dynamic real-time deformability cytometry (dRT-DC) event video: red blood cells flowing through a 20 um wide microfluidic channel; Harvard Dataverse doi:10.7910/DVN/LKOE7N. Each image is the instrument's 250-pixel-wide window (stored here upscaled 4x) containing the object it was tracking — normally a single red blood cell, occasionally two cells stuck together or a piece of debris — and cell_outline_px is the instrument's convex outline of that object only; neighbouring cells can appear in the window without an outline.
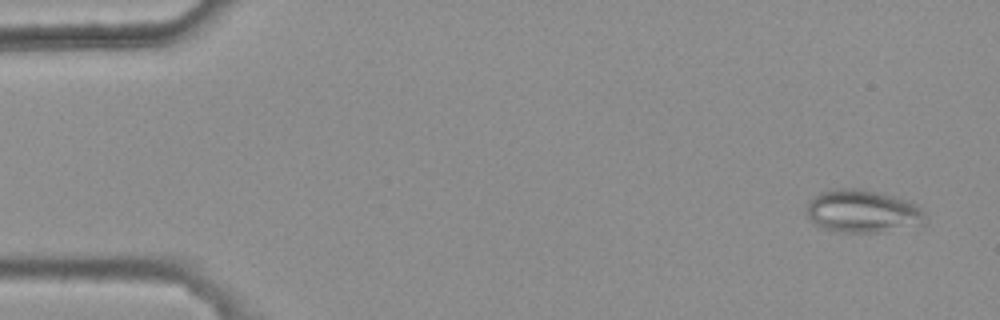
{"species": "common noctule bat (a hibernating species)", "species_latin": "Nyctalus noctula", "temperature_condition": "warm", "stored_images_in_passage": 47, "camera_frame_rate_fps": 3000, "um_per_image_px": 0.085, "animal": {"sex": "female", "body_mass_g": 25.1}, "frame": {"image": 1, "passage_image": 3, "time_ms": 0.667, "image_size_px": [1000, 320], "cell_outline_px": [[924, 224], [876, 232], [840, 232], [824, 228], [816, 224], [808, 216], [808, 200], [820, 192], [840, 188], [856, 188], [876, 192], [912, 200], [924, 212]], "centroid_in_image_um": [73.33, 17.94], "position_along_channel_um": 11.7, "area_um2": 29.3}}
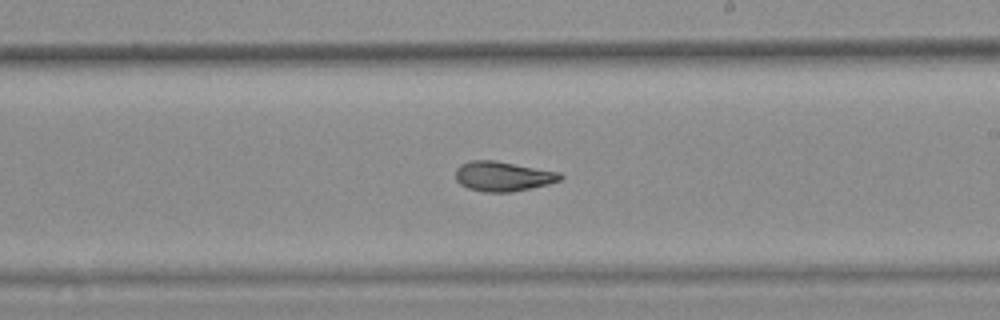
{"frame": {"image": 2, "passage_image": 32, "time_ms": 10.333, "image_size_px": [1000, 320], "cell_outline_px": [[564, 176], [560, 180], [548, 184], [512, 192], [484, 192], [468, 188], [460, 184], [456, 180], [456, 168], [460, 164], [472, 160], [496, 160], [560, 172]], "centroid_in_image_um": [42.74, 14.98], "position_along_channel_um": 246.3, "area_um2": 18.26}}
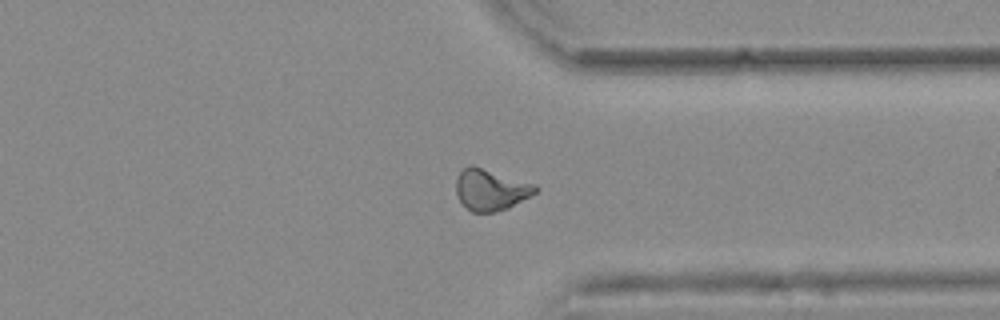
{"frame": {"image": 3, "passage_image": 42, "time_ms": 13.667, "image_size_px": [1000, 320], "cell_outline_px": [[540, 188], [536, 192], [508, 208], [496, 212], [472, 212], [460, 200], [456, 192], [456, 180], [460, 172], [468, 164], [472, 164], [536, 184]], "centroid_in_image_um": [41.72, 16.11], "position_along_channel_um": 369.7, "area_um2": 19.07}, "authors_computed_cell_mechanics": {"area_um2": 18.9006, "velocity_mm_per_s": 3.7271, "shape_relaxation_time_tau1_ms": null, "shape_relaxation_time_tau2_ms": 2.8383, "deformation_change_tau1": null, "deformation_change_tau2": 0.1031}}